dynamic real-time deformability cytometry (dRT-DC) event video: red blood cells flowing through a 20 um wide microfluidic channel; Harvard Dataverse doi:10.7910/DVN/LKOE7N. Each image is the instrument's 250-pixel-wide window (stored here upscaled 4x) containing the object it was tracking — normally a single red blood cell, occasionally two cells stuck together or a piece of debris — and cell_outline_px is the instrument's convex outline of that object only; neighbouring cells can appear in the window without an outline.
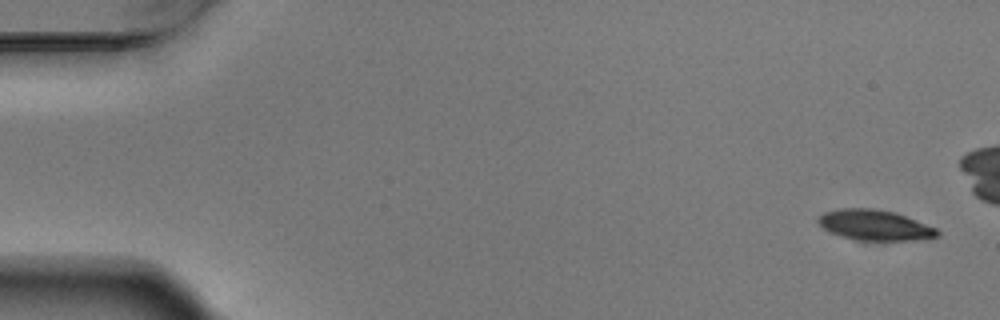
{"species": "Egyptian fruit bat (a non-hibernating species)", "species_latin": "Rousettus aegyptiacus", "temperature_condition": "warm", "stored_images_in_passage": 6, "camera_frame_rate_fps": 3000, "um_per_image_px": 0.085, "animal": {"sex": "male"}, "frame": {"image": 1, "passage_image": 1, "time_ms": 0.0, "image_size_px": [1000, 320], "cell_outline_px": [[940, 236], [928, 240], [868, 244], [840, 236], [824, 228], [816, 220], [824, 212], [840, 208], [872, 208], [896, 212], [936, 228], [940, 232]], "centroid_in_image_um": [74.44, 19.21], "position_along_channel_um": 10.6, "area_um2": 22.37}}
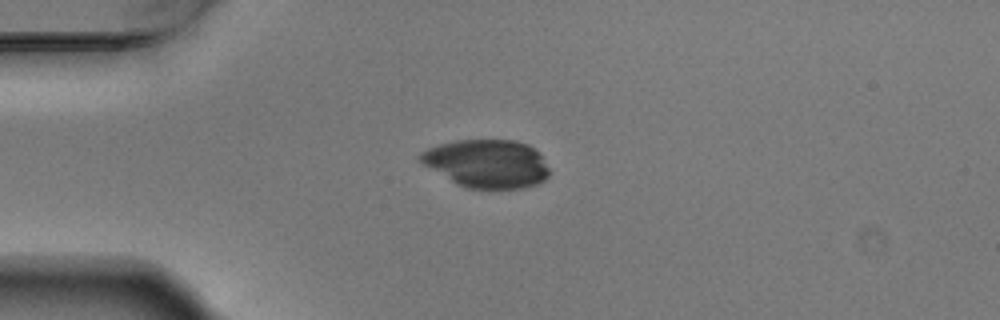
{"frame": {"image": 2, "passage_image": 6, "time_ms": 1.667, "image_size_px": [1000, 320], "cell_outline_px": [[552, 172], [544, 180], [536, 184], [520, 188], [468, 188], [452, 180], [424, 164], [416, 156], [420, 152], [428, 148], [440, 144], [456, 140], [512, 140], [528, 144], [540, 156]], "centroid_in_image_um": [41.4, 13.89], "position_along_channel_um": 43.6, "area_um2": 35.66}}